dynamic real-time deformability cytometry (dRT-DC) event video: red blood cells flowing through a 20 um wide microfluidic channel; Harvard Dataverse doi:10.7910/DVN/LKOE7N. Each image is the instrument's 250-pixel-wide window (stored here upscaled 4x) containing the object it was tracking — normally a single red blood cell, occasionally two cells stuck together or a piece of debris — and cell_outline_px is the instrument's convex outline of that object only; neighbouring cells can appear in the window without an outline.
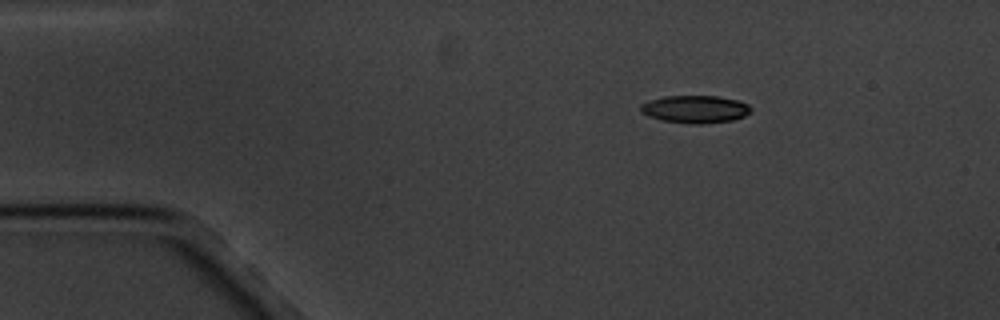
{"species": "common noctule bat (a hibernating species)", "species_latin": "Nyctalus noctula", "temperature_condition": "cold", "stored_images_in_passage": 3, "camera_frame_rate_fps": 3000, "um_per_image_px": 0.085, "animal": {"sex": "male", "body_mass_g": 20.1, "forearm_length_mm": 53.5}, "frame": {"image": 1, "passage_image": 1, "time_ms": 0.0, "image_size_px": [1000, 320], "cell_outline_px": [[752, 112], [744, 116], [732, 120], [704, 124], [688, 124], [660, 120], [648, 116], [640, 112], [640, 104], [648, 100], [664, 96], [716, 96], [740, 100], [748, 104], [752, 108]], "centroid_in_image_um": [59.08, 9.28], "position_along_channel_um": 25.9, "area_um2": 18.09}}